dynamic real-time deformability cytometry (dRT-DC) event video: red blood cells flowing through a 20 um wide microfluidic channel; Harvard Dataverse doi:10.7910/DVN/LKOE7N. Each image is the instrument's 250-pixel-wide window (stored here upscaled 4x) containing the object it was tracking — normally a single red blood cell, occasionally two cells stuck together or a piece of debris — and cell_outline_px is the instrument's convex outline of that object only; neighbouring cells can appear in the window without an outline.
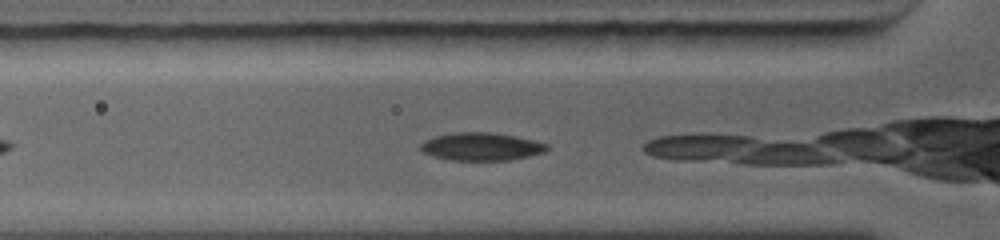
{"species": "common noctule bat (a hibernating species)", "species_latin": "Nyctalus noctula", "temperature_condition": "warm", "stored_images_in_passage": 35, "camera_frame_rate_fps": 5000, "um_per_image_px": 0.085, "animal": {"sex": "female", "body_mass_g": 19.0, "forearm_length_mm": 56.7}, "frame": {"image": 1, "passage_image": 2, "time_ms": 0.2, "image_size_px": [1000, 240], "cell_outline_px": [[548, 148], [544, 152], [528, 156], [508, 160], [452, 160], [436, 156], [424, 152], [420, 148], [420, 144], [424, 140], [436, 136], [456, 132], [488, 132], [512, 136], [532, 140], [548, 144]], "centroid_in_image_um": [40.9, 12.46], "position_along_channel_um": 84.9, "area_um2": 20.11}}
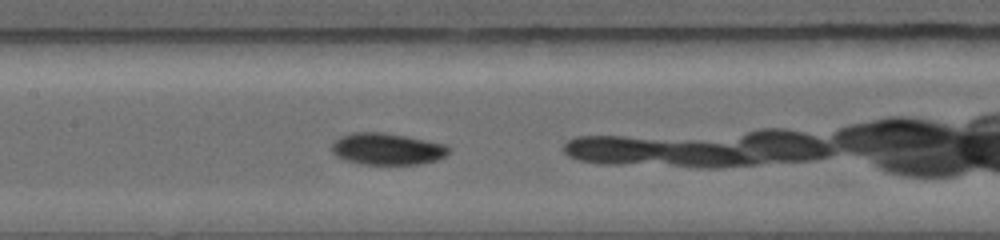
{"frame": {"image": 2, "passage_image": 12, "time_ms": 2.2, "image_size_px": [1000, 240], "cell_outline_px": [[448, 152], [444, 156], [436, 160], [416, 164], [364, 164], [348, 160], [336, 156], [332, 152], [332, 144], [340, 136], [352, 132], [380, 132], [404, 136], [440, 144], [448, 148]], "centroid_in_image_um": [32.82, 12.66], "position_along_channel_um": 174.6, "area_um2": 20.98}}
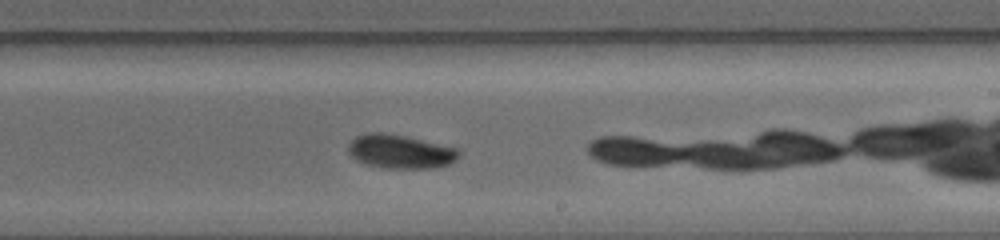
{"frame": {"image": 3, "passage_image": 22, "time_ms": 4.0, "image_size_px": [1000, 240], "cell_outline_px": [[456, 156], [448, 164], [428, 168], [388, 168], [372, 164], [360, 160], [352, 152], [352, 140], [356, 136], [372, 132], [384, 132], [404, 136], [452, 148], [456, 152]], "centroid_in_image_um": [34.01, 12.87], "position_along_channel_um": 255.0, "area_um2": 20.17}}